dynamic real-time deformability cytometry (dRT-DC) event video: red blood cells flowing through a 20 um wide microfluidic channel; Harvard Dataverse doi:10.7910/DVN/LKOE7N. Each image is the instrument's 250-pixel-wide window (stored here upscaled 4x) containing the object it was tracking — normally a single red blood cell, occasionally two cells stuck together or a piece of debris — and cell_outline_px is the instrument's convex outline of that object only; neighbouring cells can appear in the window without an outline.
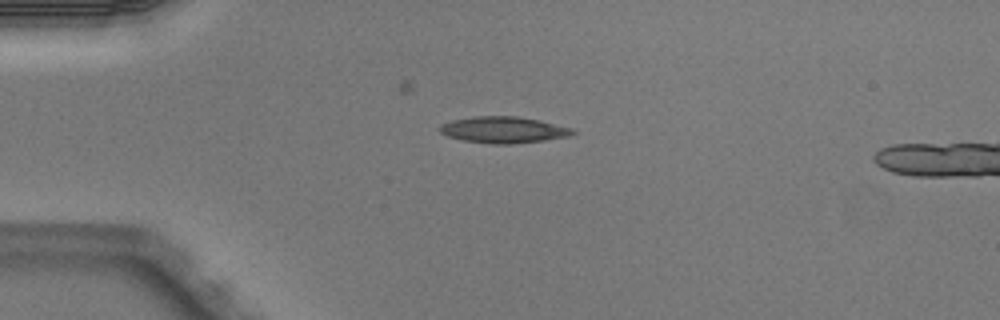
{"species": "Egyptian fruit bat (a non-hibernating species)", "species_latin": "Rousettus aegyptiacus", "temperature_condition": "warm", "stored_images_in_passage": 2, "camera_frame_rate_fps": 3000, "um_per_image_px": 0.085, "animal": {"sex": "male"}, "frame": {"image": 1, "passage_image": 1, "time_ms": 0.0, "image_size_px": [1000, 320], "cell_outline_px": [[576, 132], [568, 136], [544, 140], [508, 144], [492, 144], [464, 140], [448, 136], [440, 132], [440, 124], [452, 120], [476, 116], [516, 116], [540, 120], [572, 128]], "centroid_in_image_um": [42.79, 11.03], "position_along_channel_um": 42.2, "area_um2": 20.23}}